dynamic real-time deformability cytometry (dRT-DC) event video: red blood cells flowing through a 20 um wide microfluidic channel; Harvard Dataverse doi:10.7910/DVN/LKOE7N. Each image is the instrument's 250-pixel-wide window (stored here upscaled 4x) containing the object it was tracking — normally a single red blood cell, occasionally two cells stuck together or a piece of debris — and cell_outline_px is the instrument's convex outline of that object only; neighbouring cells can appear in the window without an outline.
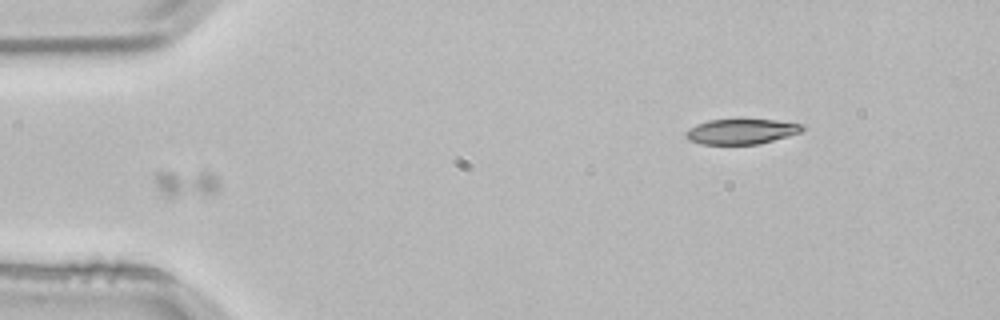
{"species": "common noctule bat (a hibernating species)", "species_latin": "Nyctalus noctula", "temperature_condition": "room temperature", "stored_images_in_passage": 4, "camera_frame_rate_fps": 3000, "um_per_image_px": 0.085, "animal": {"sex": "male", "body_mass_g": 21.5, "forearm_length_mm": 52.0}, "frame": {"image": 1, "passage_image": 3, "time_ms": 0.667, "image_size_px": [1000, 320], "cell_outline_px": [[220, 188], [216, 196], [168, 200], [164, 200], [160, 196], [152, 180], [152, 176], [156, 172], [212, 172], [220, 180]], "centroid_in_image_um": [15.81, 15.71], "position_along_channel_um": 69.2, "area_um2": 11.79}}